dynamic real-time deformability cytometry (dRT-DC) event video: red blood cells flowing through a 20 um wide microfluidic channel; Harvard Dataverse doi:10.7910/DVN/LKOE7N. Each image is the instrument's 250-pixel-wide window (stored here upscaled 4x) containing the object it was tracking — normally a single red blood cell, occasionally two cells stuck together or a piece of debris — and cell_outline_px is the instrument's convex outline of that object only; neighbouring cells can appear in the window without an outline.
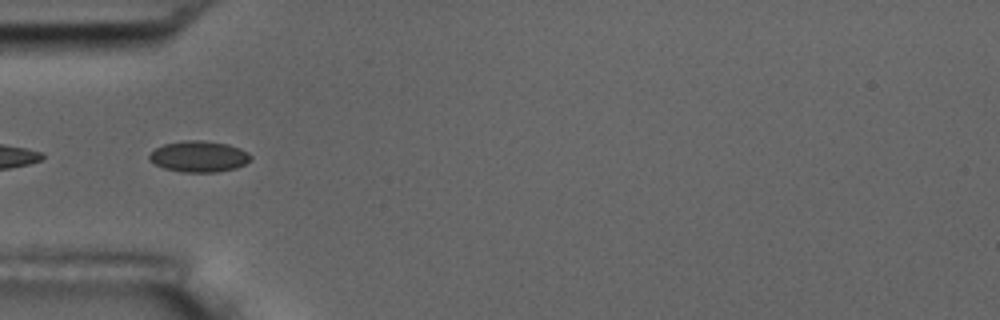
{"species": "common noctule bat (a hibernating species)", "species_latin": "Nyctalus noctula", "temperature_condition": "room temperature", "stored_images_in_passage": 7, "camera_frame_rate_fps": 3000, "um_per_image_px": 0.085, "animal": {"sex": "male", "body_mass_g": 17.5, "forearm_length_mm": 52.3}, "frame": {"image": 1, "passage_image": 5, "time_ms": 1.333, "image_size_px": [1000, 320], "cell_outline_px": [[252, 160], [236, 168], [216, 172], [180, 172], [164, 168], [148, 160], [148, 156], [156, 148], [164, 144], [184, 140], [200, 140], [228, 144], [240, 148], [248, 152], [252, 156]], "centroid_in_image_um": [16.92, 13.3], "position_along_channel_um": 68.1, "area_um2": 18.44}}